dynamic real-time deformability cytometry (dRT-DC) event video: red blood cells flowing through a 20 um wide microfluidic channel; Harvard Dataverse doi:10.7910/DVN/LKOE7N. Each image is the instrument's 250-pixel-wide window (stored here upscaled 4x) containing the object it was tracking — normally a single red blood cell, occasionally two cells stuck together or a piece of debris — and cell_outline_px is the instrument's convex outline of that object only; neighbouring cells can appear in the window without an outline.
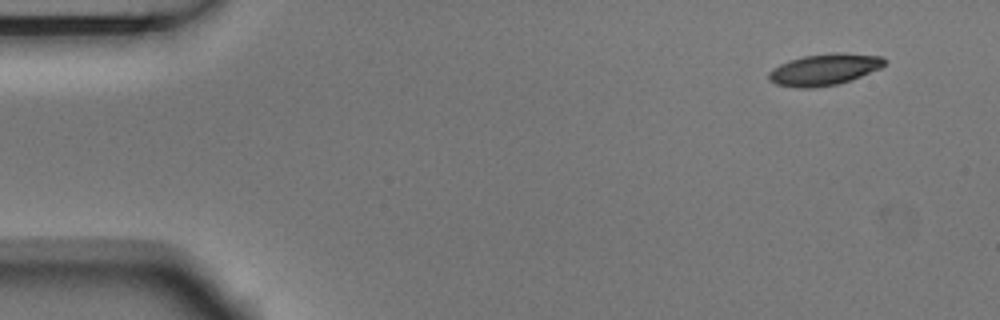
{"species": "Egyptian fruit bat (a non-hibernating species)", "species_latin": "Rousettus aegyptiacus", "temperature_condition": "room temperature", "stored_images_in_passage": 3, "camera_frame_rate_fps": 3000, "um_per_image_px": 0.085, "animal": {"sex": "male"}, "frame": {"image": 1, "passage_image": 1, "time_ms": 0.0, "image_size_px": [1000, 320], "cell_outline_px": [[888, 60], [880, 68], [860, 76], [836, 84], [812, 88], [796, 88], [776, 84], [768, 80], [768, 72], [772, 68], [788, 60], [804, 56], [832, 52], [840, 52], [884, 56]], "centroid_in_image_um": [70.04, 5.89], "position_along_channel_um": 15.0, "area_um2": 21.33}}
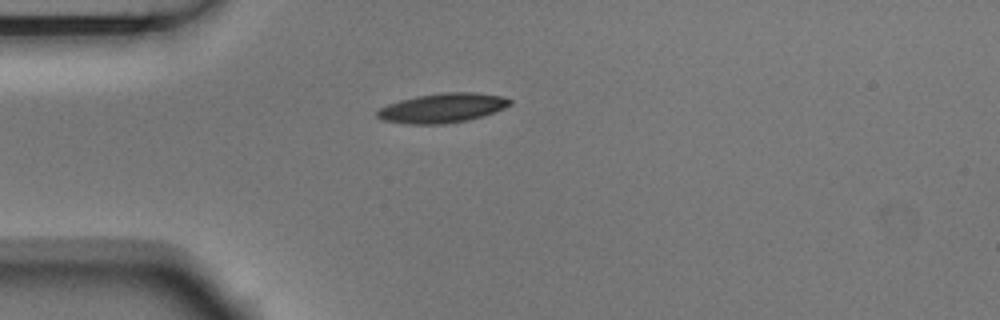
{"frame": {"image": 2, "passage_image": 3, "time_ms": 0.667, "image_size_px": [1000, 320], "cell_outline_px": [[512, 104], [504, 108], [484, 116], [468, 120], [444, 124], [408, 124], [380, 120], [376, 116], [376, 112], [380, 108], [388, 104], [400, 100], [416, 96], [440, 92], [472, 92], [500, 96], [512, 100]], "centroid_in_image_um": [37.58, 9.18], "position_along_channel_um": 47.4, "area_um2": 22.89}}